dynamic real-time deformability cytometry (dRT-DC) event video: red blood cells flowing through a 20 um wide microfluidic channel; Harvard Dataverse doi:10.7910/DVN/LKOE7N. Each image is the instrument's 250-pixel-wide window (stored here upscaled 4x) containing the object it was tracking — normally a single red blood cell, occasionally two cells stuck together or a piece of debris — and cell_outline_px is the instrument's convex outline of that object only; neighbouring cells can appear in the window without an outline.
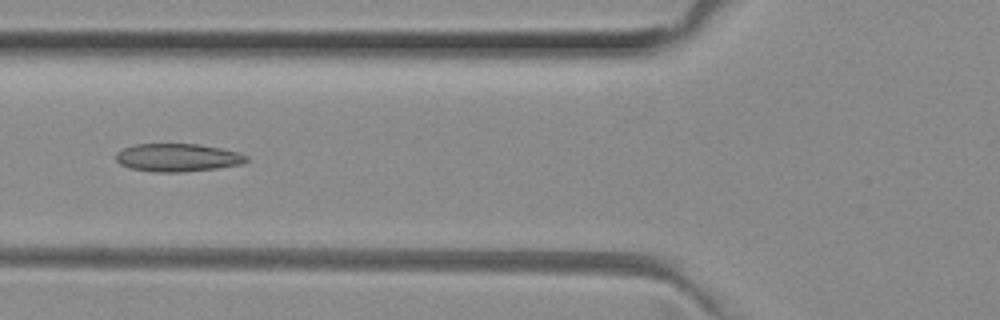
{"species": "common noctule bat (a hibernating species)", "species_latin": "Nyctalus noctula", "temperature_condition": "room temperature", "stored_images_in_passage": 38, "camera_frame_rate_fps": 3000, "um_per_image_px": 0.085, "animal": {"sex": "female", "body_mass_g": 29.2, "forearm_length_mm": 56.3}, "frame": {"image": 1, "passage_image": 11, "time_ms": 3.333, "image_size_px": [1000, 320], "cell_outline_px": [[248, 160], [244, 164], [216, 168], [184, 172], [152, 172], [128, 168], [120, 164], [116, 160], [116, 152], [124, 148], [136, 144], [200, 144], [240, 152], [248, 156]], "centroid_in_image_um": [15.11, 13.4], "position_along_channel_um": 110.7, "area_um2": 21.5}}
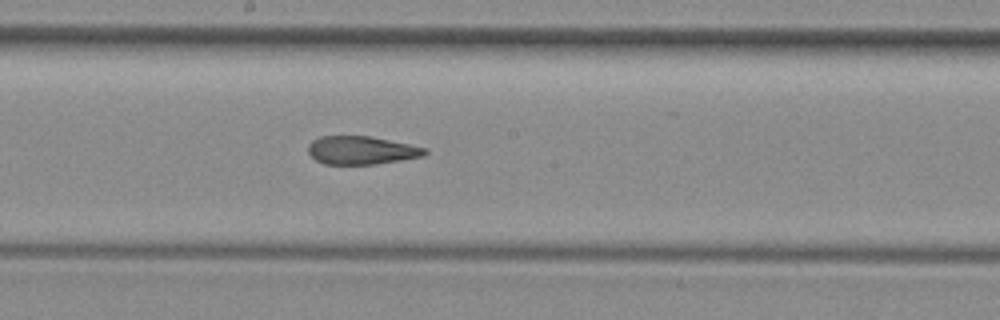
{"frame": {"image": 2, "passage_image": 19, "time_ms": 6.0, "image_size_px": [1000, 320], "cell_outline_px": [[428, 152], [424, 156], [376, 164], [324, 164], [316, 160], [308, 152], [308, 144], [312, 140], [320, 136], [372, 136], [428, 148]], "centroid_in_image_um": [30.73, 12.76], "position_along_channel_um": 217.5, "area_um2": 19.31}}
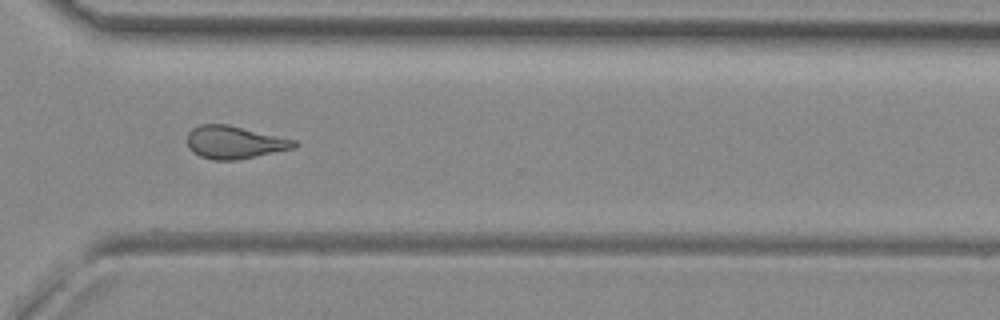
{"frame": {"image": 3, "passage_image": 29, "time_ms": 9.333, "image_size_px": [1000, 320], "cell_outline_px": [[300, 144], [296, 148], [236, 160], [212, 160], [200, 156], [192, 152], [188, 148], [188, 132], [192, 128], [200, 124], [228, 124], [296, 140]], "centroid_in_image_um": [19.94, 12.1], "position_along_channel_um": 350.7, "area_um2": 20.58}, "authors_computed_cell_mechanics": {"area_um2": 20.519, "velocity_mm_per_s": 4.0037, "shape_relaxation_time_tau1_ms": null, "shape_relaxation_time_tau2_ms": 3.0451, "deformation_change_tau1": null, "deformation_change_tau2": 0.105}}